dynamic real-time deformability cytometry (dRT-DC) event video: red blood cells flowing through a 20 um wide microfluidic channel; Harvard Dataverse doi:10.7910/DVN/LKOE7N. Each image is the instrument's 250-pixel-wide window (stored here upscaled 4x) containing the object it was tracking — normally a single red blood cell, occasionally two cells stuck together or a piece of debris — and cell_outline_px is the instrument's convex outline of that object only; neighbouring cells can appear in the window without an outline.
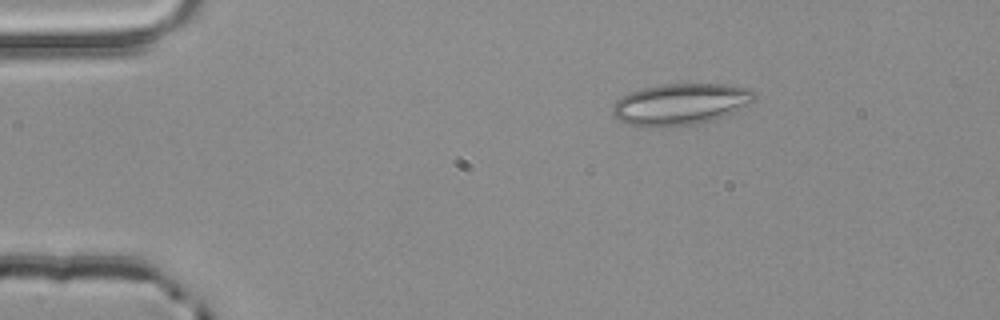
{"species": "common noctule bat (a hibernating species)", "species_latin": "Nyctalus noctula", "temperature_condition": "room temperature", "stored_images_in_passage": 4, "camera_frame_rate_fps": 3000, "um_per_image_px": 0.085, "animal": {"sex": "male", "body_mass_g": 20.4}, "frame": {"image": 1, "passage_image": 4, "time_ms": 1.0, "image_size_px": [1000, 320], "cell_outline_px": [[756, 100], [724, 116], [712, 120], [692, 124], [648, 128], [628, 124], [612, 116], [612, 108], [616, 100], [632, 92], [644, 88], [664, 84], [724, 84], [748, 88], [756, 96]], "centroid_in_image_um": [57.82, 8.86], "position_along_channel_um": 27.2, "area_um2": 33.99}}